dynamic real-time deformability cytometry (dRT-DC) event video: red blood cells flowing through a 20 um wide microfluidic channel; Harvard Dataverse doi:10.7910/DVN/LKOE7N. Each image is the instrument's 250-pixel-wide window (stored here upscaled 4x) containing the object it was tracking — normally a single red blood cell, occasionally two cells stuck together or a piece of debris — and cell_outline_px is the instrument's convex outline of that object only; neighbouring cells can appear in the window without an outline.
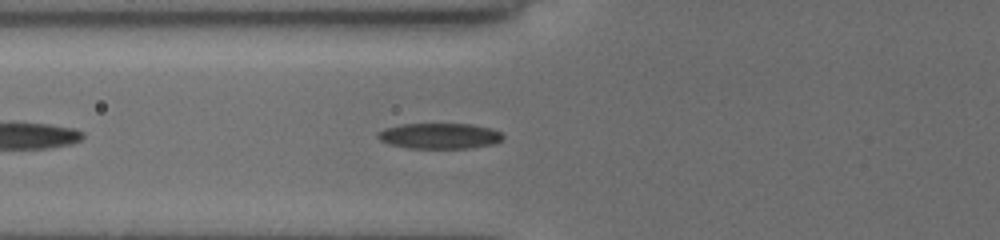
{"species": "common noctule bat (a hibernating species)", "species_latin": "Nyctalus noctula", "temperature_condition": "cold", "stored_images_in_passage": 38, "camera_frame_rate_fps": 3000, "um_per_image_px": 0.085, "animal": {"sex": "female", "body_mass_g": 19.5, "forearm_length_mm": 54.1}, "frame": {"image": 1, "passage_image": 6, "time_ms": 1.667, "image_size_px": [1000, 240], "cell_outline_px": [[504, 136], [496, 144], [472, 148], [408, 148], [388, 144], [380, 140], [376, 136], [376, 132], [384, 128], [400, 124], [472, 124], [492, 128], [500, 132]], "centroid_in_image_um": [37.35, 11.55], "position_along_channel_um": 88.5, "area_um2": 18.96}}
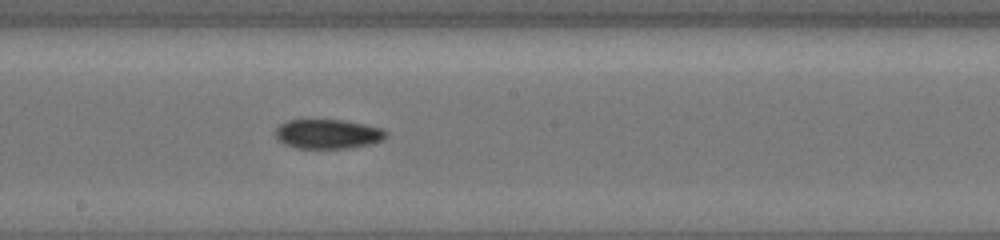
{"frame": {"image": 2, "passage_image": 16, "time_ms": 5.0, "image_size_px": [1000, 240], "cell_outline_px": [[388, 136], [384, 140], [372, 144], [348, 148], [296, 148], [284, 144], [276, 136], [276, 128], [280, 124], [288, 120], [344, 120], [384, 128], [388, 132]], "centroid_in_image_um": [27.93, 11.39], "position_along_channel_um": 220.3, "area_um2": 19.13}}
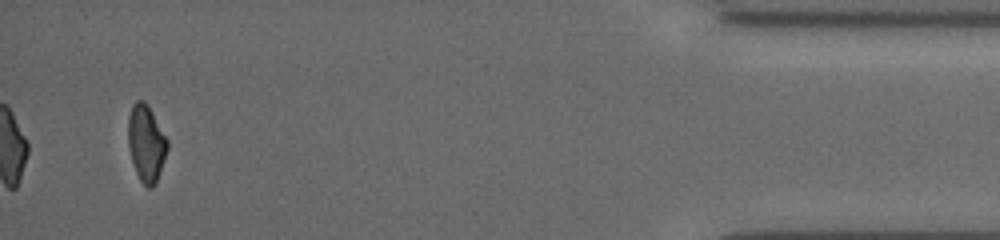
{"frame": {"image": 3, "passage_image": 36, "time_ms": 11.667, "image_size_px": [1000, 240], "cell_outline_px": [[168, 148], [156, 184], [152, 188], [148, 188], [140, 180], [136, 172], [132, 160], [128, 144], [128, 116], [132, 104], [136, 100], [144, 100], [148, 104], [168, 140]], "centroid_in_image_um": [12.43, 12.15], "position_along_channel_um": 422.8, "area_um2": 17.63}, "authors_computed_cell_mechanics": {"area_um2": 18.5249, "velocity_mm_per_s": 3.9521, "shape_relaxation_time_tau1_ms": 7.1476, "shape_relaxation_time_tau2_ms": 9.8831, "deformation_change_tau1": 0.1863, "deformation_change_tau2": 0.1638}}